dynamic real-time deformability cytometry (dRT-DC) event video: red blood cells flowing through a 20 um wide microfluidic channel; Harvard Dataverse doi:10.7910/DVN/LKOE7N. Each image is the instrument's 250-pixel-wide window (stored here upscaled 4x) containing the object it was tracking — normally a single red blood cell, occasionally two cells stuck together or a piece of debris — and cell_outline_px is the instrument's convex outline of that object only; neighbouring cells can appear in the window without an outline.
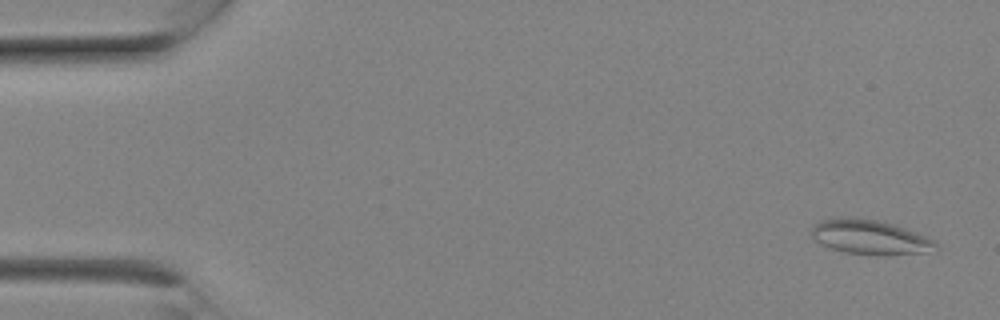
{"species": "Egyptian fruit bat (a non-hibernating species)", "species_latin": "Rousettus aegyptiacus", "temperature_condition": "room temperature", "stored_images_in_passage": 7, "camera_frame_rate_fps": 3000, "um_per_image_px": 0.085, "animal": {"sex": "female"}, "frame": {"image": 1, "passage_image": 1, "time_ms": 0.0, "image_size_px": [1000, 320], "cell_outline_px": [[936, 244], [924, 252], [884, 256], [880, 256], [844, 252], [828, 248], [820, 244], [812, 236], [812, 228], [820, 220], [852, 216], [876, 220], [892, 224], [928, 236], [936, 240]], "centroid_in_image_um": [73.9, 20.16], "position_along_channel_um": 11.1, "area_um2": 24.97}}